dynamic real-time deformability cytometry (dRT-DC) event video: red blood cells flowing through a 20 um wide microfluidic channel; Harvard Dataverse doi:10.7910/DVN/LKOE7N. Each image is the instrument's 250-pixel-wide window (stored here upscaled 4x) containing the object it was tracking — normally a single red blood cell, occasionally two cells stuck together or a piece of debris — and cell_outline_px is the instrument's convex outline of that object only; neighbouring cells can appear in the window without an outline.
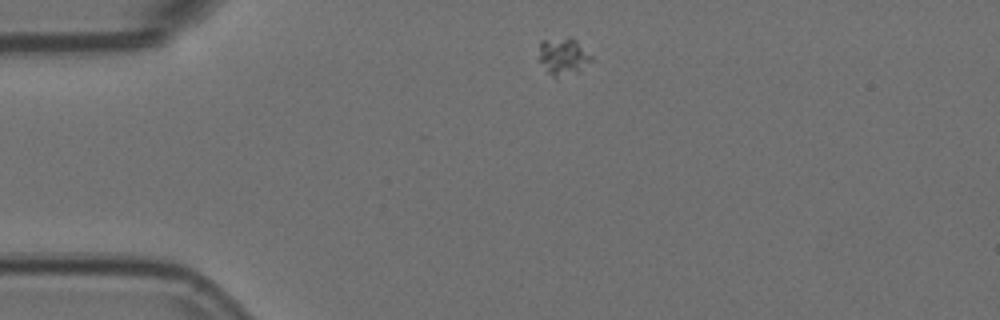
{"species": "Egyptian fruit bat (a non-hibernating species)", "species_latin": "Rousettus aegyptiacus", "temperature_condition": "room temperature", "stored_images_in_passage": 2, "camera_frame_rate_fps": 3000, "um_per_image_px": 0.085, "animal": {"sex": "female"}, "frame": {"image": 1, "passage_image": 1, "time_ms": 0.0, "image_size_px": [1000, 320], "cell_outline_px": [[592, 60], [580, 72], [556, 80], [536, 60], [540, 40], [568, 36], [572, 36], [592, 56]], "centroid_in_image_um": [47.82, 4.81], "position_along_channel_um": 37.2, "area_um2": 12.2}}